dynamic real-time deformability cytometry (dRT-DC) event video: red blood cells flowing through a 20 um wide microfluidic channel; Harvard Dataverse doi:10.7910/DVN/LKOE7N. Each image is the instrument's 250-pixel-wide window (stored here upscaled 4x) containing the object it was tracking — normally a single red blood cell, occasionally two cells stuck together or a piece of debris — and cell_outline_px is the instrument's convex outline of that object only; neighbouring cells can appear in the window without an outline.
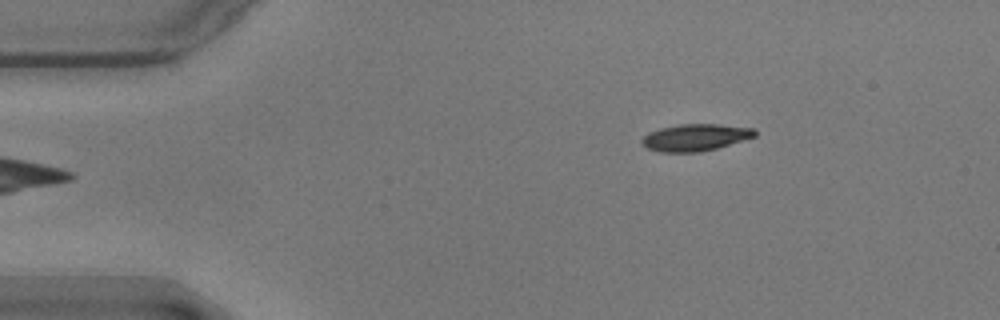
{"species": "common noctule bat (a hibernating species)", "species_latin": "Nyctalus noctula", "temperature_condition": "warm", "stored_images_in_passage": 48, "camera_frame_rate_fps": 3000, "um_per_image_px": 0.085, "animal": {"sex": "male", "body_mass_g": 17.9}, "frame": {"image": 1, "passage_image": 1, "time_ms": 0.0, "image_size_px": [1000, 320], "cell_outline_px": [[756, 136], [716, 148], [700, 152], [660, 152], [648, 148], [640, 140], [648, 132], [660, 128], [680, 124], [716, 124], [756, 128]], "centroid_in_image_um": [59.1, 11.67], "position_along_channel_um": 25.9, "area_um2": 17.63}}
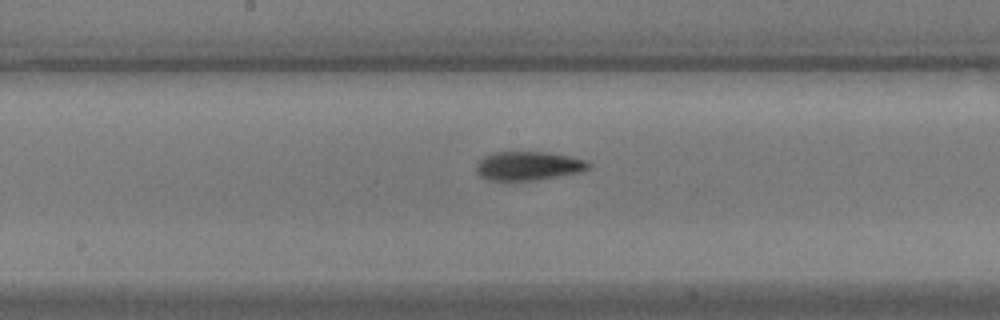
{"frame": {"image": 2, "passage_image": 21, "time_ms": 6.667, "image_size_px": [1000, 320], "cell_outline_px": [[592, 168], [580, 172], [532, 180], [488, 180], [480, 176], [476, 172], [476, 164], [484, 156], [496, 152], [548, 152], [588, 160], [592, 164]], "centroid_in_image_um": [44.93, 14.09], "position_along_channel_um": 203.3, "area_um2": 18.84}}
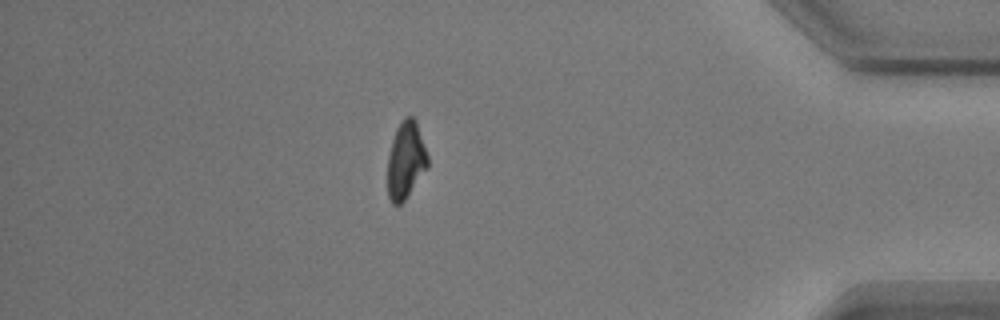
{"frame": {"image": 3, "passage_image": 41, "time_ms": 13.333, "image_size_px": [1000, 320], "cell_outline_px": [[428, 168], [404, 200], [400, 204], [392, 204], [388, 196], [388, 156], [392, 140], [396, 128], [404, 116], [412, 116], [416, 120], [428, 156]], "centroid_in_image_um": [34.5, 13.6], "position_along_channel_um": 400.7, "area_um2": 18.03}, "authors_computed_cell_mechanics": {"area_um2": 18.6116, "velocity_mm_per_s": 3.5739, "shape_relaxation_time_tau1_ms": 3.1697, "shape_relaxation_time_tau2_ms": 4.0497, "deformation_change_tau1": 0.137, "deformation_change_tau2": 0.0995}}